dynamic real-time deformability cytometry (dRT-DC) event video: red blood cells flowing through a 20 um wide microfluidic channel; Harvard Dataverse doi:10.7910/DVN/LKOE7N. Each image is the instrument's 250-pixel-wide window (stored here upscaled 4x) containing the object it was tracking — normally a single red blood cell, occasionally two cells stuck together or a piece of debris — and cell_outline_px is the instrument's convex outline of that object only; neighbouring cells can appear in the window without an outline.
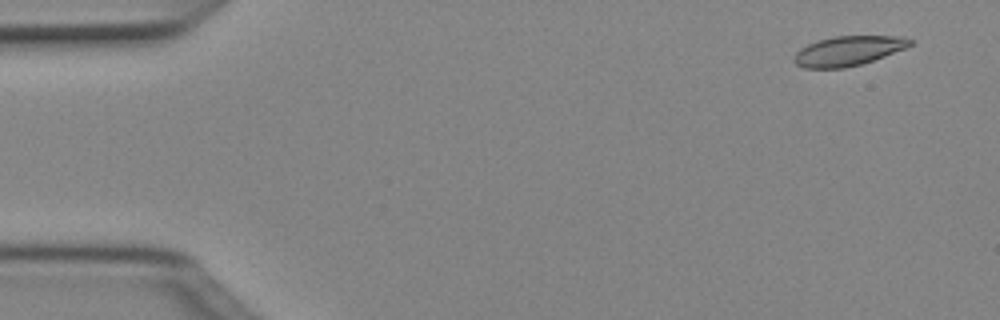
{"species": "Egyptian fruit bat (a non-hibernating species)", "species_latin": "Rousettus aegyptiacus", "temperature_condition": "cold", "stored_images_in_passage": 50, "camera_frame_rate_fps": 3000, "um_per_image_px": 0.085, "animal": {"sex": "female"}, "frame": {"image": 1, "passage_image": 3, "time_ms": 0.667, "image_size_px": [1000, 320], "cell_outline_px": [[912, 44], [904, 48], [884, 56], [860, 64], [844, 68], [804, 68], [796, 64], [792, 60], [792, 56], [800, 48], [816, 40], [836, 36], [904, 36], [912, 40]], "centroid_in_image_um": [72.04, 4.32], "position_along_channel_um": 13.0, "area_um2": 20.0}}
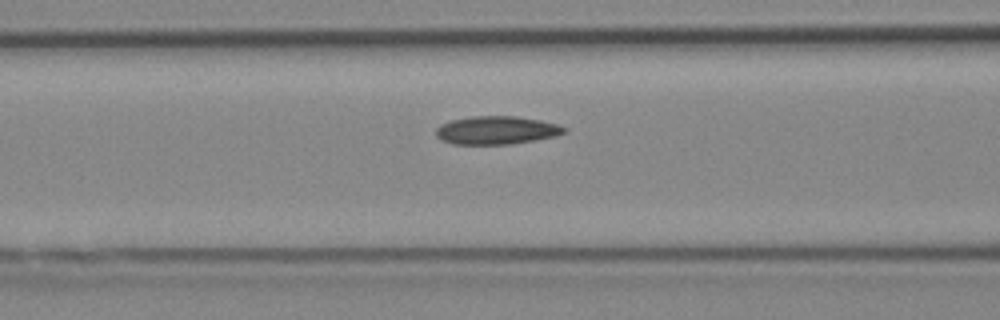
{"frame": {"image": 2, "passage_image": 20, "time_ms": 6.333, "image_size_px": [1000, 320], "cell_outline_px": [[568, 132], [556, 136], [512, 144], [452, 144], [440, 140], [436, 136], [436, 128], [440, 124], [452, 120], [472, 116], [516, 116], [540, 120], [556, 124], [568, 128]], "centroid_in_image_um": [42.21, 11.07], "position_along_channel_um": 124.4, "area_um2": 21.21}}
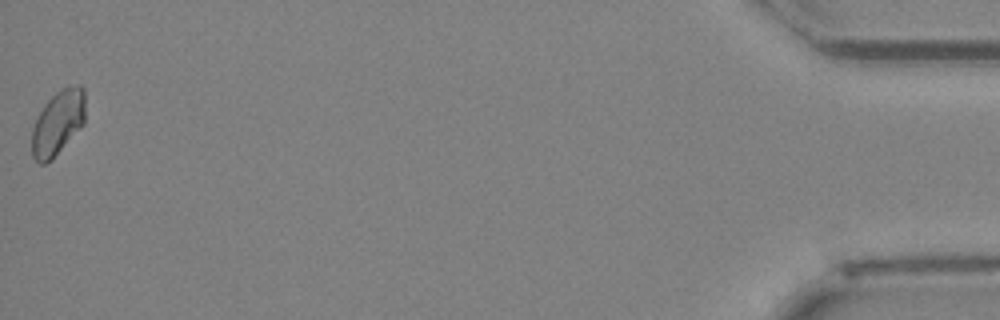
{"frame": {"image": 3, "passage_image": 50, "time_ms": 16.333, "image_size_px": [1000, 320], "cell_outline_px": [[84, 124], [52, 160], [44, 164], [40, 164], [32, 156], [32, 128], [36, 116], [44, 104], [60, 88], [68, 84], [80, 84], [84, 88]], "centroid_in_image_um": [4.91, 10.41], "position_along_channel_um": 430.3, "area_um2": 20.46}, "authors_computed_cell_mechanics": {"area_um2": 20.2589, "velocity_mm_per_s": 4.0258, "shape_relaxation_time_tau1_ms": 3.9144, "shape_relaxation_time_tau2_ms": null, "deformation_change_tau1": 0.098, "deformation_change_tau2": null}}